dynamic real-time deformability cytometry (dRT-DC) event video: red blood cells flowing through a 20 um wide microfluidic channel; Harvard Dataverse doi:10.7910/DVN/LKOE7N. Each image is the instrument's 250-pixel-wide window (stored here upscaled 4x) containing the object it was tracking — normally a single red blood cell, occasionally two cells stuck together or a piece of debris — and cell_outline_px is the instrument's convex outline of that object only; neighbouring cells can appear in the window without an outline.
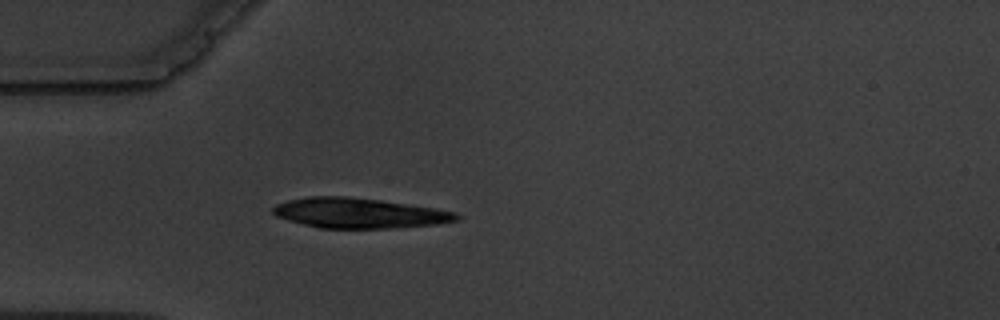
{"species": "common noctule bat (a hibernating species)", "species_latin": "Nyctalus noctula", "temperature_condition": "warm", "stored_images_in_passage": 1, "camera_frame_rate_fps": 3000, "um_per_image_px": 0.085, "animal": {"sex": "male", "body_mass_g": 19.5, "forearm_length_mm": 54.6}, "frame": {"image": 1, "passage_image": 1, "time_ms": 0.0, "image_size_px": [1000, 320], "cell_outline_px": [[460, 220], [436, 224], [388, 228], [320, 228], [288, 220], [276, 216], [272, 212], [272, 208], [276, 204], [288, 200], [308, 196], [348, 196], [380, 200], [436, 208], [456, 212], [460, 216]], "centroid_in_image_um": [30.52, 18.1], "position_along_channel_um": 54.5, "area_um2": 32.19}}